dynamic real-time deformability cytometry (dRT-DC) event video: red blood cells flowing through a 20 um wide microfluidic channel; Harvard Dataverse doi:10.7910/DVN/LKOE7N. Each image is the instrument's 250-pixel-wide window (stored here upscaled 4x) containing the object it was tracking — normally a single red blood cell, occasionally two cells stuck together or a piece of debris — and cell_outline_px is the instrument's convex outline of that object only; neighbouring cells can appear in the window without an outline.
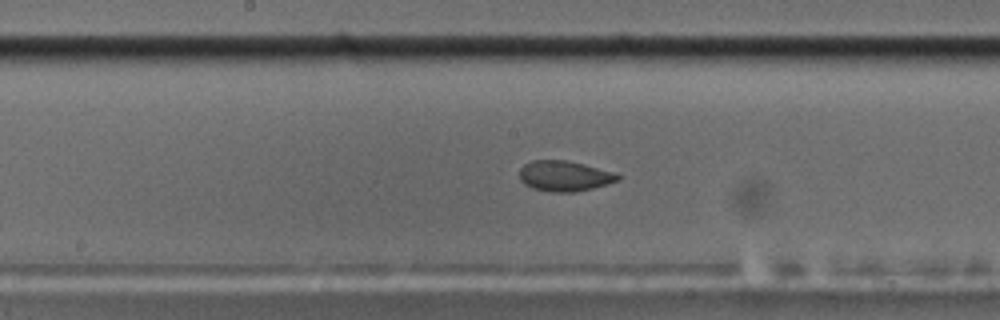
{"species": "common noctule bat (a hibernating species)", "species_latin": "Nyctalus noctula", "temperature_condition": "cold", "stored_images_in_passage": 57, "camera_frame_rate_fps": 3000, "um_per_image_px": 0.085, "animal": {"sex": "male", "body_mass_g": 17.5, "forearm_length_mm": 52.3}, "frame": {"image": 1, "passage_image": 30, "time_ms": 9.667, "image_size_px": [1000, 320], "cell_outline_px": [[620, 180], [592, 188], [572, 192], [552, 192], [532, 188], [524, 184], [520, 180], [520, 168], [524, 164], [532, 160], [564, 160], [584, 164], [616, 172], [620, 176]], "centroid_in_image_um": [47.98, 14.95], "position_along_channel_um": 200.2, "area_um2": 17.46}}
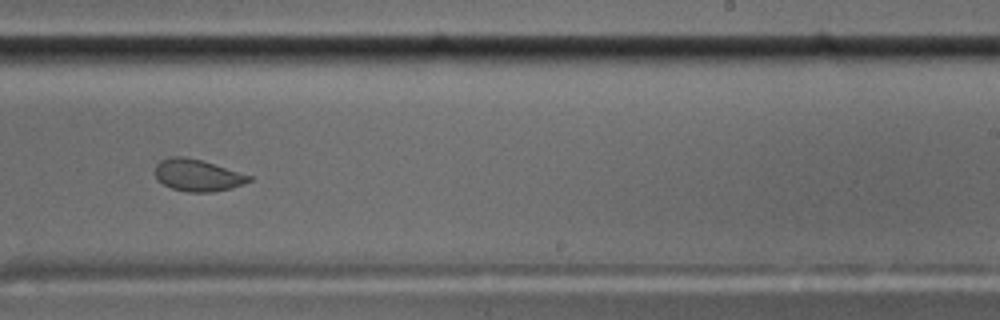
{"frame": {"image": 2, "passage_image": 36, "time_ms": 11.667, "image_size_px": [1000, 320], "cell_outline_px": [[252, 180], [244, 184], [232, 188], [212, 192], [188, 192], [172, 188], [156, 180], [156, 164], [160, 160], [168, 156], [184, 156], [204, 160], [252, 176]], "centroid_in_image_um": [16.8, 14.88], "position_along_channel_um": 272.2, "area_um2": 17.69}}
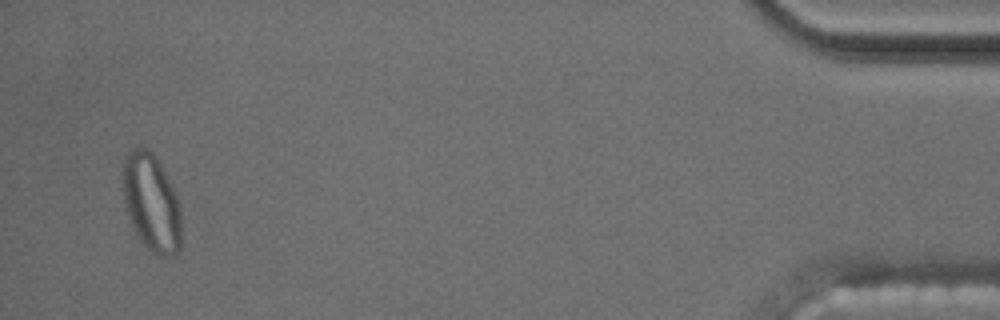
{"frame": {"image": 3, "passage_image": 55, "time_ms": 18.0, "image_size_px": [1000, 320], "cell_outline_px": [[180, 248], [172, 256], [156, 256], [144, 244], [136, 232], [128, 216], [124, 204], [120, 188], [120, 172], [124, 156], [132, 148], [144, 144], [152, 152], [160, 164], [176, 192], [180, 212]], "centroid_in_image_um": [12.81, 17.14], "position_along_channel_um": 422.4, "area_um2": 33.99}, "authors_computed_cell_mechanics": {"area_um2": 18.0336, "velocity_mm_per_s": 3.6049, "shape_relaxation_time_tau1_ms": 8.1869, "shape_relaxation_time_tau2_ms": null, "deformation_change_tau1": 0.1828, "deformation_change_tau2": null}}